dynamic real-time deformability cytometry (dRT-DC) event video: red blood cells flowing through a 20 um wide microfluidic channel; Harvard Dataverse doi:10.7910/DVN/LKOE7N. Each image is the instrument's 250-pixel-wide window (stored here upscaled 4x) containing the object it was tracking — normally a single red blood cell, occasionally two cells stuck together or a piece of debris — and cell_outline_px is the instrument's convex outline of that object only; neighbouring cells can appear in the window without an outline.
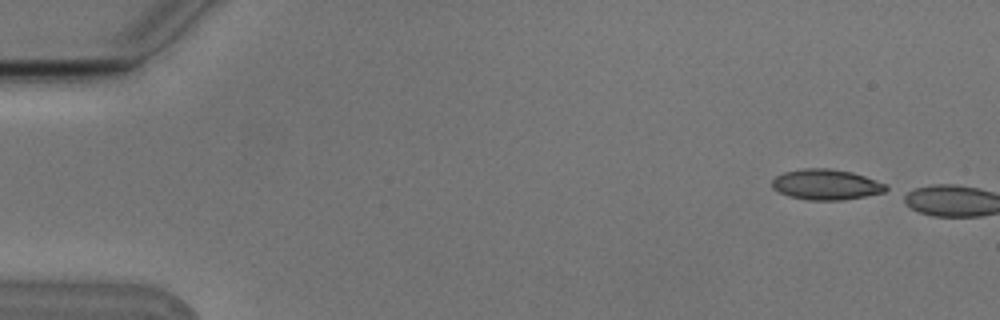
{"species": "Egyptian fruit bat (a non-hibernating species)", "species_latin": "Rousettus aegyptiacus", "temperature_condition": "cold", "stored_images_in_passage": 2, "camera_frame_rate_fps": 3000, "um_per_image_px": 0.085, "animal": {"sex": "male"}, "frame": {"image": 1, "passage_image": 1, "time_ms": 0.0, "image_size_px": [1000, 320], "cell_outline_px": [[888, 188], [884, 192], [864, 196], [840, 200], [808, 200], [788, 196], [772, 188], [772, 180], [776, 176], [784, 172], [804, 168], [828, 168], [852, 172], [888, 184]], "centroid_in_image_um": [70.21, 15.68], "position_along_channel_um": 14.8, "area_um2": 20.23}}